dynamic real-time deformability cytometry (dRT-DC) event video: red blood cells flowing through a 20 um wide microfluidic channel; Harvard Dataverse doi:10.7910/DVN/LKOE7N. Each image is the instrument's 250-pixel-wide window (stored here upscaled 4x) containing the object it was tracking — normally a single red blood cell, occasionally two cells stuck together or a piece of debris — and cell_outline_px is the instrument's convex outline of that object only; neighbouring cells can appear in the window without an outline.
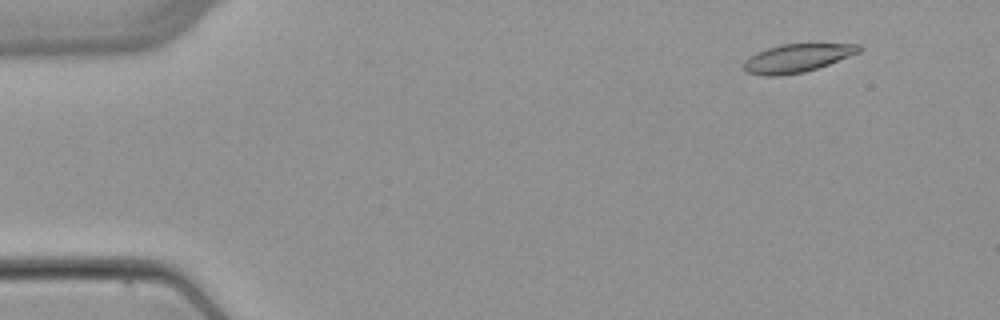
{"species": "common noctule bat (a hibernating species)", "species_latin": "Nyctalus noctula", "temperature_condition": "warm", "stored_images_in_passage": 2, "camera_frame_rate_fps": 3000, "um_per_image_px": 0.085, "animal": {"sex": "female", "body_mass_g": 22.7, "forearm_length_mm": 54.2}, "frame": {"image": 1, "passage_image": 2, "time_ms": 1.333, "image_size_px": [1000, 320], "cell_outline_px": [[864, 48], [860, 52], [828, 64], [804, 72], [780, 76], [764, 76], [744, 72], [744, 60], [748, 56], [756, 52], [780, 44], [860, 44]], "centroid_in_image_um": [67.71, 4.94], "position_along_channel_um": 17.3, "area_um2": 19.07}}